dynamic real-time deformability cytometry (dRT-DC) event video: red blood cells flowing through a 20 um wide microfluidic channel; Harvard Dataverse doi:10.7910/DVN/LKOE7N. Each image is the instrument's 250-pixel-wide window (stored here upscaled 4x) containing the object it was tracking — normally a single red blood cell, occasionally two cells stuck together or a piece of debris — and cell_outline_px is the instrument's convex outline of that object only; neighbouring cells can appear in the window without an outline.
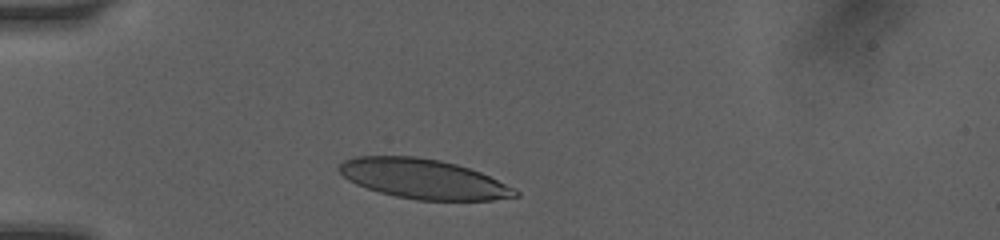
{"species": "human", "species_latin": "Homo sapiens", "temperature_condition": "room temperature", "stored_images_in_passage": 4, "camera_frame_rate_fps": 3000, "um_per_image_px": 0.085, "donor": {"sex": "female"}, "frame": {"image": 1, "passage_image": 1, "time_ms": 0.0, "image_size_px": [1000, 240], "cell_outline_px": [[520, 196], [492, 200], [416, 200], [396, 196], [380, 192], [356, 184], [348, 180], [336, 168], [344, 160], [356, 156], [412, 156], [440, 160], [456, 164], [480, 172], [516, 188], [520, 192]], "centroid_in_image_um": [36.0, 15.21], "position_along_channel_um": 49.0, "area_um2": 40.69}}
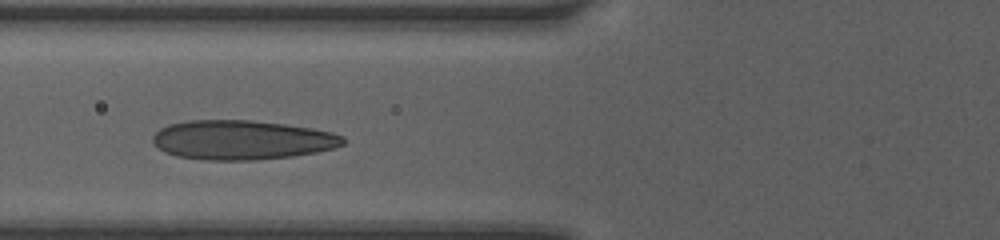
{"frame": {"image": 2, "passage_image": 3, "time_ms": 2.0, "image_size_px": [1000, 240], "cell_outline_px": [[344, 144], [332, 148], [316, 152], [292, 156], [256, 160], [208, 160], [176, 156], [164, 152], [156, 148], [152, 144], [152, 136], [160, 128], [168, 124], [188, 120], [252, 120], [284, 124], [312, 128], [332, 132], [344, 136]], "centroid_in_image_um": [20.51, 11.89], "position_along_channel_um": 105.3, "area_um2": 43.93}}